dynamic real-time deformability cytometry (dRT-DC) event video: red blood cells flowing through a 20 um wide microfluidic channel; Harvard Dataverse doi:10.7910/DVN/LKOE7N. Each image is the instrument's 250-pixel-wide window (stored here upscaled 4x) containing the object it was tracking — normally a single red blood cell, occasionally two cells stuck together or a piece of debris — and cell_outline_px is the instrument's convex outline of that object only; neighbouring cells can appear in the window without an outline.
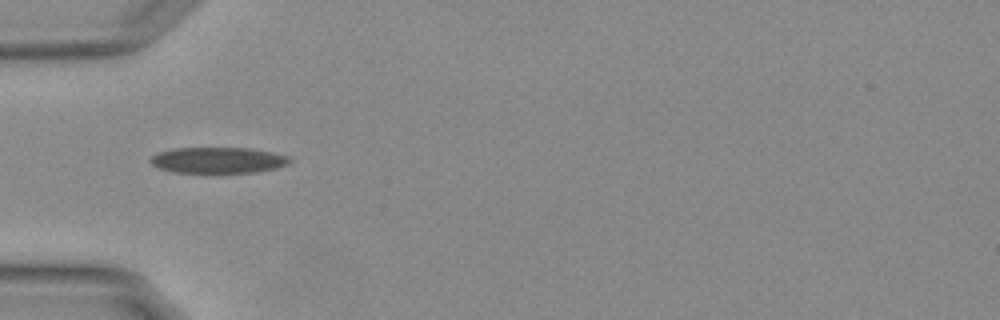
{"species": "Egyptian fruit bat (a non-hibernating species)", "species_latin": "Rousettus aegyptiacus", "temperature_condition": "warm", "stored_images_in_passage": 38, "camera_frame_rate_fps": 3000, "um_per_image_px": 0.085, "animal": {"sex": "female"}, "frame": {"image": 1, "passage_image": 1, "time_ms": 0.0, "image_size_px": [1000, 320], "cell_outline_px": [[292, 160], [288, 164], [276, 168], [256, 172], [172, 172], [160, 168], [152, 164], [148, 160], [152, 156], [160, 152], [176, 148], [252, 148], [288, 156]], "centroid_in_image_um": [18.54, 13.61], "position_along_channel_um": 66.5, "area_um2": 20.87}, "authors_computed_cell_mechanics": {"area_um2": 21.4149, "velocity_mm_per_s": 3.7676, "shape_relaxation_time_tau1_ms": 4.0756, "shape_relaxation_time_tau2_ms": 0.9435, "deformation_change_tau1": 0.1433, "deformation_change_tau2": 0.0893}}